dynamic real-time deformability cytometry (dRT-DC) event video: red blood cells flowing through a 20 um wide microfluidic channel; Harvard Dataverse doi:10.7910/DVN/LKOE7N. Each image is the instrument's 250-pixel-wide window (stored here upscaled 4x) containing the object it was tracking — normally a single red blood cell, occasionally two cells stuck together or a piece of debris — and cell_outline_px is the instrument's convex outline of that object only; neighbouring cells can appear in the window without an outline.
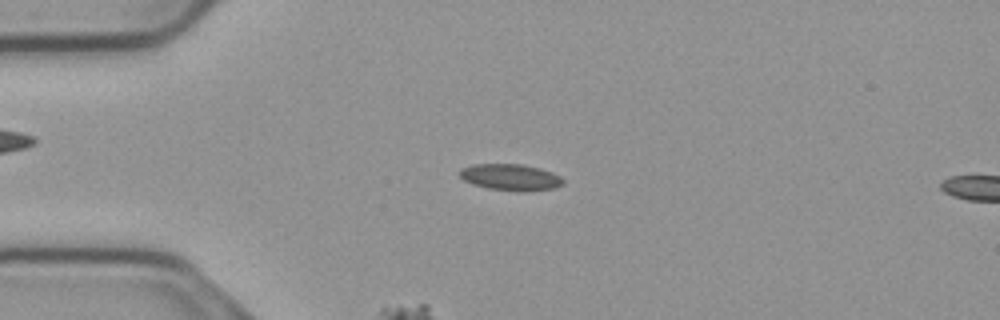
{"species": "common noctule bat (a hibernating species)", "species_latin": "Nyctalus noctula", "temperature_condition": "cold", "stored_images_in_passage": 44, "camera_frame_rate_fps": 3000, "um_per_image_px": 0.085, "animal": {"sex": "male", "body_mass_g": 23.1, "forearm_length_mm": 52.7}, "frame": {"image": 1, "passage_image": 8, "time_ms": 2.333, "image_size_px": [1000, 320], "cell_outline_px": [[564, 184], [552, 188], [488, 188], [472, 184], [464, 180], [460, 176], [460, 168], [472, 164], [524, 164], [540, 168], [552, 172], [560, 176], [564, 180]], "centroid_in_image_um": [43.34, 14.99], "position_along_channel_um": 41.7, "area_um2": 15.09}}
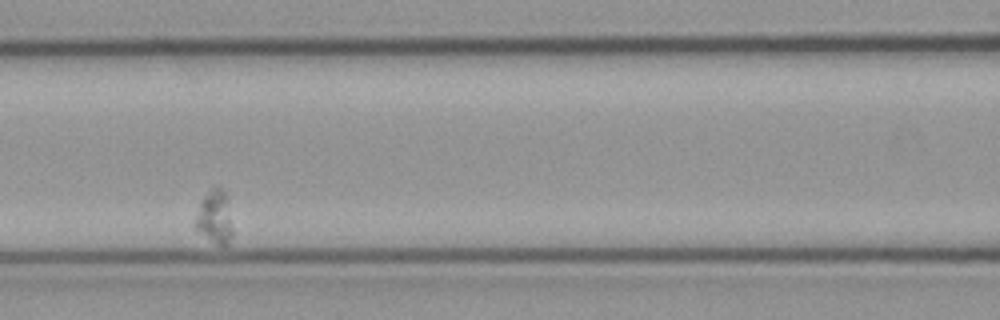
{"frame": {"image": 2, "passage_image": 21, "time_ms": 6.667, "image_size_px": [1000, 320], "cell_outline_px": [[232, 236], [228, 244], [216, 244], [196, 228], [196, 216], [200, 200], [212, 188], [224, 188], [228, 196], [232, 228]], "centroid_in_image_um": [18.29, 18.41], "position_along_channel_um": 148.3, "area_um2": 11.39}}
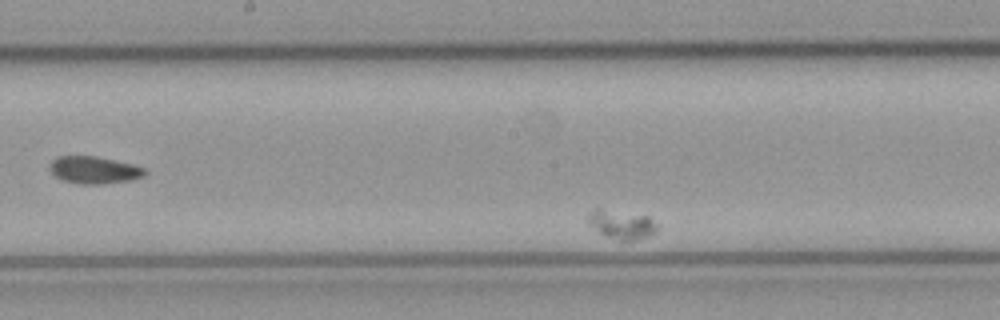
{"frame": {"image": 3, "passage_image": 26, "time_ms": 8.333, "image_size_px": [1000, 320], "cell_outline_px": [[656, 232], [648, 236], [636, 240], [620, 240], [604, 236], [588, 224], [588, 212], [596, 208], [600, 208], [648, 216], [656, 224]], "centroid_in_image_um": [52.79, 19.07], "position_along_channel_um": 195.4, "area_um2": 11.62}}